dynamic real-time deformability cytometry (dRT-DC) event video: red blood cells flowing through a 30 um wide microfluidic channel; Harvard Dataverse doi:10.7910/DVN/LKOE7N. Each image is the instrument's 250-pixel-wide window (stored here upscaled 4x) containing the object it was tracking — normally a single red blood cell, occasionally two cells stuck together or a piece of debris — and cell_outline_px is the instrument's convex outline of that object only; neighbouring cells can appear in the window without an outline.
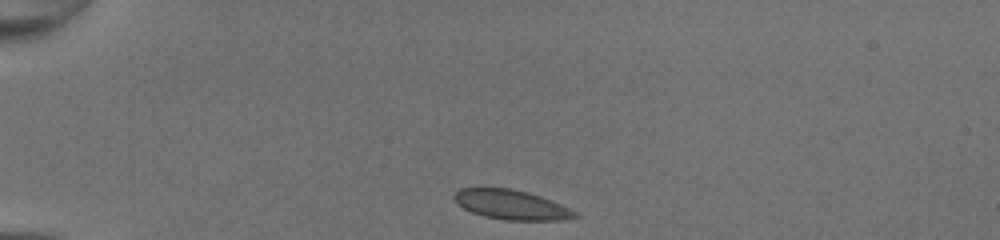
{"species": "common noctule bat (a hibernating species)", "species_latin": "Nyctalus noctula", "temperature_condition": "room temperature", "stored_images_in_passage": 33, "camera_frame_rate_fps": 3000, "um_per_image_px": 0.085, "animal": {"sex": "female", "body_mass_g": 20.0, "forearm_length_mm": 54.0}, "frame": {"image": 1, "passage_image": 1, "time_ms": 0.0, "image_size_px": [1000, 240], "cell_outline_px": [[580, 216], [560, 220], [504, 220], [484, 216], [472, 212], [464, 208], [452, 196], [460, 188], [512, 188], [528, 192], [552, 200], [576, 212]], "centroid_in_image_um": [43.47, 17.4], "position_along_channel_um": 41.5, "area_um2": 20.63}}
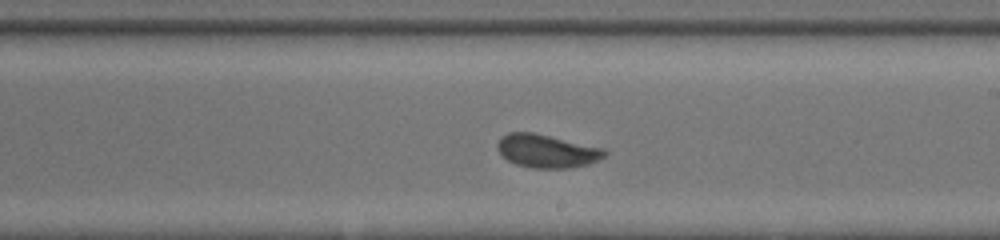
{"frame": {"image": 2, "passage_image": 19, "time_ms": 6.0, "image_size_px": [1000, 240], "cell_outline_px": [[608, 156], [588, 164], [572, 168], [532, 168], [516, 164], [508, 160], [496, 148], [496, 144], [500, 136], [508, 132], [532, 132], [604, 148], [608, 152]], "centroid_in_image_um": [46.49, 12.84], "position_along_channel_um": 242.5, "area_um2": 20.92}}
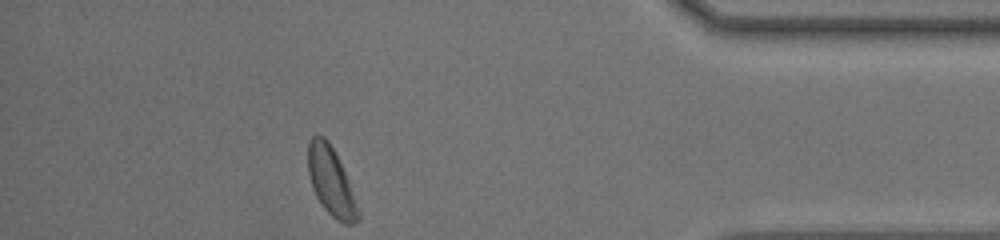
{"frame": {"image": 3, "passage_image": 33, "time_ms": 10.667, "image_size_px": [1000, 240], "cell_outline_px": [[360, 220], [352, 224], [344, 224], [336, 220], [324, 208], [316, 196], [312, 188], [308, 172], [308, 140], [316, 132], [324, 136], [328, 140], [348, 180], [360, 212]], "centroid_in_image_um": [28.12, 15.43], "position_along_channel_um": 407.1, "area_um2": 19.88}, "authors_computed_cell_mechanics": {"area_um2": 21.097, "velocity_mm_per_s": 4.2335, "shape_relaxation_time_tau1_ms": 1.9861, "shape_relaxation_time_tau2_ms": null, "deformation_change_tau1": 0.0863, "deformation_change_tau2": null}}